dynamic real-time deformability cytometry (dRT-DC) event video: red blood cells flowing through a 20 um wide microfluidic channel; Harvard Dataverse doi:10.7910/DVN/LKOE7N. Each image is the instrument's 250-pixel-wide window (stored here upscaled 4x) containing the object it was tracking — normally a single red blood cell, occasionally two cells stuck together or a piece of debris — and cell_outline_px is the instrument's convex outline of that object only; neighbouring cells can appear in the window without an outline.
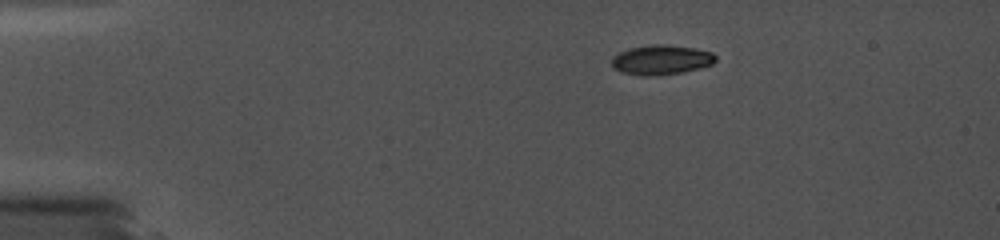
{"species": "common noctule bat (a hibernating species)", "species_latin": "Nyctalus noctula", "temperature_condition": "cold", "stored_images_in_passage": 6, "camera_frame_rate_fps": 5000, "um_per_image_px": 0.085, "animal": {"sex": "female", "body_mass_g": 19.0, "forearm_length_mm": 56.7}, "frame": {"image": 1, "passage_image": 1, "time_ms": 0.0, "image_size_px": [1000, 240], "cell_outline_px": [[716, 60], [712, 64], [700, 68], [684, 72], [656, 76], [644, 76], [620, 72], [612, 68], [612, 56], [628, 48], [652, 44], [668, 44], [692, 48], [712, 52], [716, 56]], "centroid_in_image_um": [56.18, 5.09], "position_along_channel_um": 28.8, "area_um2": 18.21}}
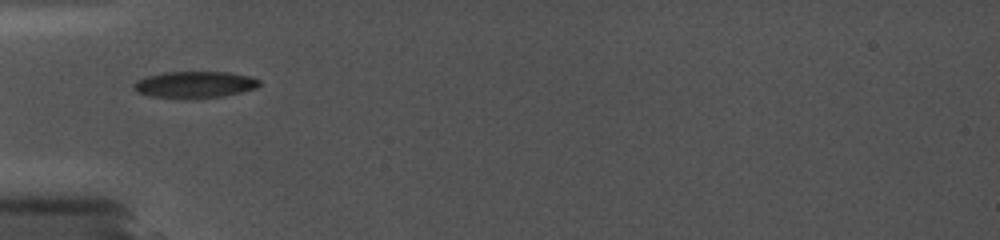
{"frame": {"image": 2, "passage_image": 4, "time_ms": 3.0, "image_size_px": [1000, 240], "cell_outline_px": [[260, 84], [256, 88], [224, 96], [152, 96], [136, 92], [132, 88], [132, 84], [136, 80], [148, 76], [164, 72], [228, 72], [248, 76], [260, 80]], "centroid_in_image_um": [16.54, 7.15], "position_along_channel_um": 68.5, "area_um2": 18.73}}
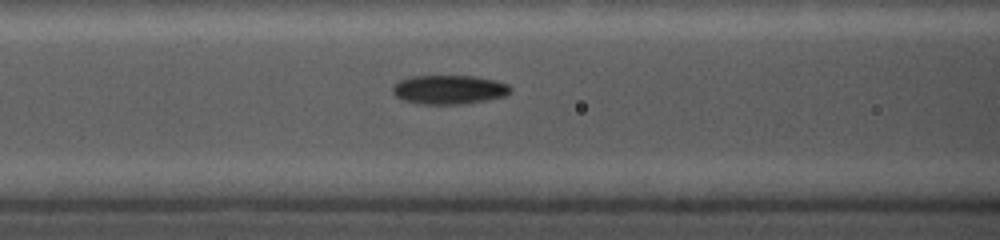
{"frame": {"image": 3, "passage_image": 6, "time_ms": 4.6, "image_size_px": [1000, 240], "cell_outline_px": [[512, 92], [504, 96], [484, 100], [460, 104], [420, 104], [404, 100], [396, 96], [392, 92], [392, 84], [408, 76], [472, 76], [496, 80], [508, 84], [512, 88]], "centroid_in_image_um": [38.15, 7.61], "position_along_channel_um": 128.5, "area_um2": 20.0}}